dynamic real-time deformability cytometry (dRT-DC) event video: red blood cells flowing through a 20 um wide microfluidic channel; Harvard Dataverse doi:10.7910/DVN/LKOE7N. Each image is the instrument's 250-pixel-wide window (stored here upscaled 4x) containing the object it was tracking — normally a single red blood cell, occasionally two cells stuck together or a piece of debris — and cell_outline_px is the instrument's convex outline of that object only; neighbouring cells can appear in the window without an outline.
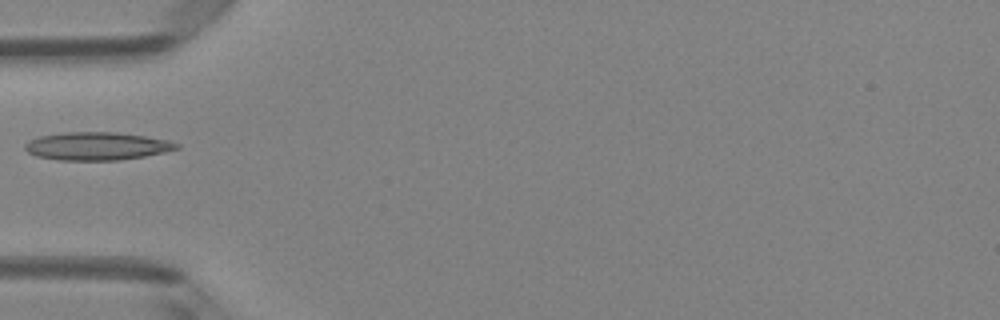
{"species": "Egyptian fruit bat (a non-hibernating species)", "species_latin": "Rousettus aegyptiacus", "temperature_condition": "room temperature", "stored_images_in_passage": 27, "camera_frame_rate_fps": 3000, "um_per_image_px": 0.085, "animal": {"sex": "female"}, "frame": {"image": 1, "passage_image": 1, "time_ms": 0.0, "image_size_px": [1000, 320], "cell_outline_px": [[180, 148], [164, 152], [144, 156], [120, 160], [60, 160], [36, 156], [28, 152], [24, 148], [24, 144], [28, 140], [40, 136], [64, 132], [116, 132], [144, 136], [168, 140], [180, 144]], "centroid_in_image_um": [8.22, 12.42], "position_along_channel_um": 76.8, "area_um2": 24.74}}
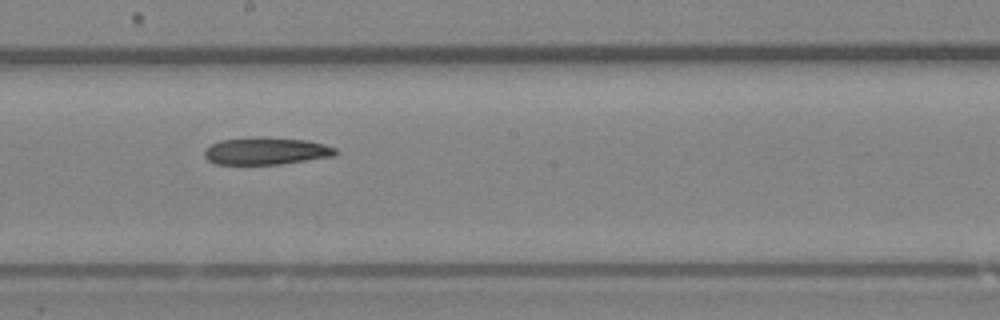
{"frame": {"image": 2, "passage_image": 12, "time_ms": 3.667, "image_size_px": [1000, 320], "cell_outline_px": [[336, 156], [280, 164], [216, 164], [208, 160], [204, 156], [204, 148], [220, 140], [304, 140], [324, 144], [336, 148]], "centroid_in_image_um": [22.62, 12.89], "position_along_channel_um": 225.6, "area_um2": 19.71}}
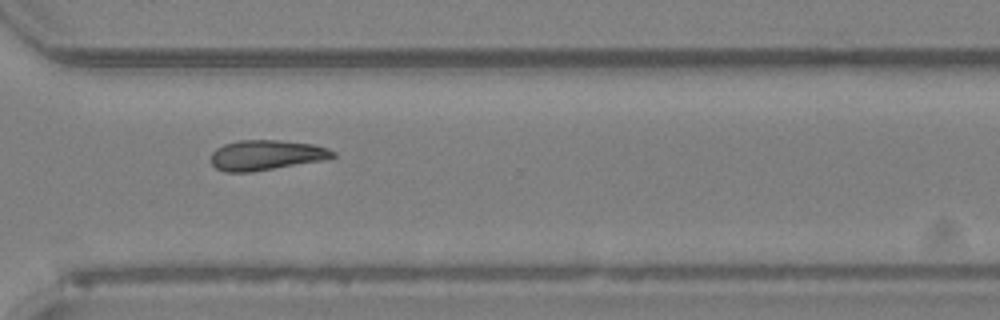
{"frame": {"image": 3, "passage_image": 21, "time_ms": 6.667, "image_size_px": [1000, 320], "cell_outline_px": [[336, 156], [320, 160], [252, 172], [224, 172], [216, 168], [212, 164], [212, 152], [216, 148], [224, 144], [240, 140], [276, 140], [312, 144], [328, 148], [336, 152]], "centroid_in_image_um": [22.59, 13.18], "position_along_channel_um": 348.0, "area_um2": 21.15}}